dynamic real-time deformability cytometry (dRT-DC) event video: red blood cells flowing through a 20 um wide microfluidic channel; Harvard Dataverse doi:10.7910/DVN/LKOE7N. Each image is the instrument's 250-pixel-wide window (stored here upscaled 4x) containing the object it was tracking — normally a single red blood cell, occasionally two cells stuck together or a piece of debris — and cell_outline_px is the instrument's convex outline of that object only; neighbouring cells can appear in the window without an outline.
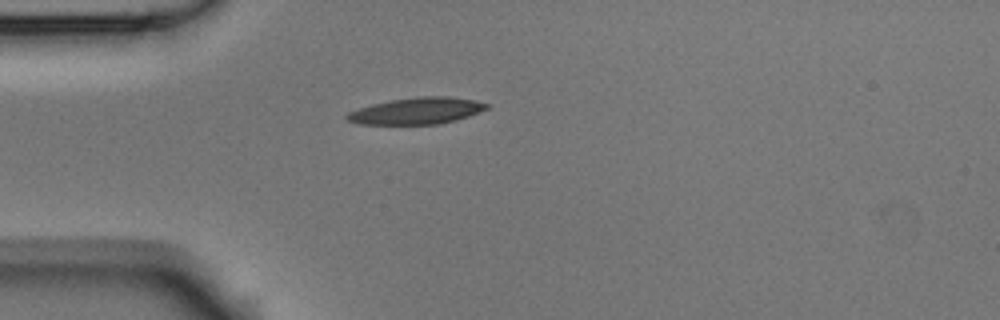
{"species": "Egyptian fruit bat (a non-hibernating species)", "species_latin": "Rousettus aegyptiacus", "temperature_condition": "room temperature", "stored_images_in_passage": 2, "camera_frame_rate_fps": 3000, "um_per_image_px": 0.085, "animal": {"sex": "male"}, "frame": {"image": 1, "passage_image": 1, "time_ms": 0.0, "image_size_px": [1000, 320], "cell_outline_px": [[488, 108], [468, 116], [456, 120], [440, 124], [360, 124], [348, 120], [344, 116], [348, 112], [372, 104], [392, 100], [420, 96], [448, 96], [476, 100], [488, 104]], "centroid_in_image_um": [35.43, 9.42], "position_along_channel_um": 49.6, "area_um2": 21.5}}